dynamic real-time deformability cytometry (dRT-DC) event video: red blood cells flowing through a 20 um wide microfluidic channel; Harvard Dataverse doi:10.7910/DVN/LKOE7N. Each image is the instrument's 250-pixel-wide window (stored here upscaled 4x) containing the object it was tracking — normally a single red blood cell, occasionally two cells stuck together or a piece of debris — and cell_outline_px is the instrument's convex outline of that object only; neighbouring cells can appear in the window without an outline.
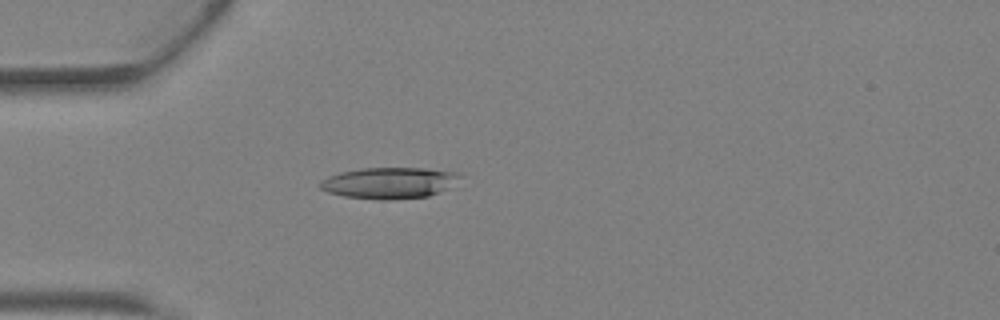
{"species": "Egyptian fruit bat (a non-hibernating species)", "species_latin": "Rousettus aegyptiacus", "temperature_condition": "warm", "stored_images_in_passage": 28, "camera_frame_rate_fps": 3000, "um_per_image_px": 0.085, "animal": {"sex": "female"}, "frame": {"image": 1, "passage_image": 2, "time_ms": 0.333, "image_size_px": [1000, 320], "cell_outline_px": [[464, 176], [440, 192], [428, 196], [396, 200], [380, 200], [344, 196], [328, 192], [320, 188], [320, 180], [328, 176], [340, 172], [360, 168], [424, 168], [456, 172]], "centroid_in_image_um": [33.08, 15.55], "position_along_channel_um": 51.9, "area_um2": 25.55}}
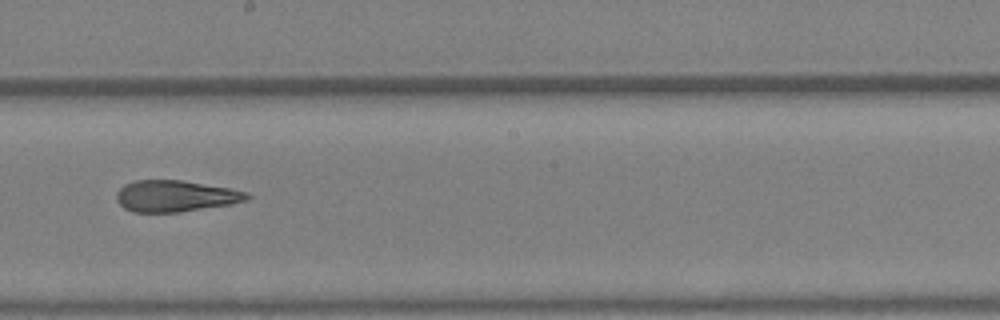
{"frame": {"image": 2, "passage_image": 14, "time_ms": 4.333, "image_size_px": [1000, 320], "cell_outline_px": [[252, 196], [248, 200], [228, 204], [180, 212], [132, 212], [124, 208], [116, 200], [116, 192], [124, 184], [136, 180], [184, 180], [228, 188], [248, 192]], "centroid_in_image_um": [14.89, 16.66], "position_along_channel_um": 233.3, "area_um2": 23.87}}
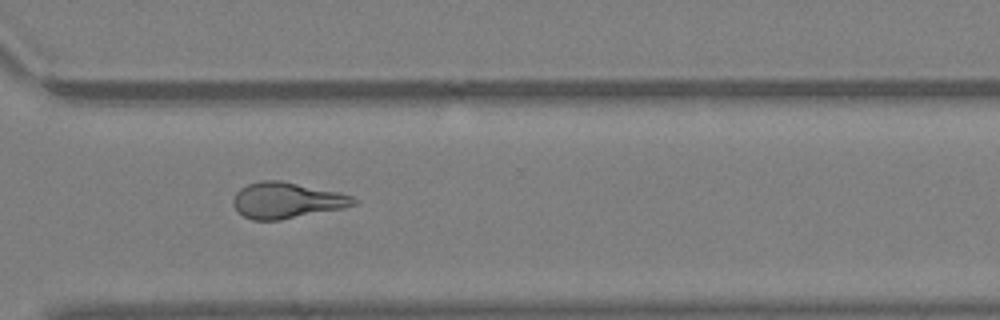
{"frame": {"image": 3, "passage_image": 21, "time_ms": 6.667, "image_size_px": [1000, 320], "cell_outline_px": [[360, 204], [280, 220], [252, 220], [244, 216], [232, 204], [232, 200], [236, 192], [240, 188], [248, 184], [260, 180], [280, 180], [336, 192], [352, 196]], "centroid_in_image_um": [24.33, 17.03], "position_along_channel_um": 346.3, "area_um2": 24.91}, "authors_computed_cell_mechanics": {"area_um2": 24.7095, "velocity_mm_per_s": 4.8501, "shape_relaxation_time_tau1_ms": null, "shape_relaxation_time_tau2_ms": 2.0977, "deformation_change_tau1": null, "deformation_change_tau2": 0.1237}}